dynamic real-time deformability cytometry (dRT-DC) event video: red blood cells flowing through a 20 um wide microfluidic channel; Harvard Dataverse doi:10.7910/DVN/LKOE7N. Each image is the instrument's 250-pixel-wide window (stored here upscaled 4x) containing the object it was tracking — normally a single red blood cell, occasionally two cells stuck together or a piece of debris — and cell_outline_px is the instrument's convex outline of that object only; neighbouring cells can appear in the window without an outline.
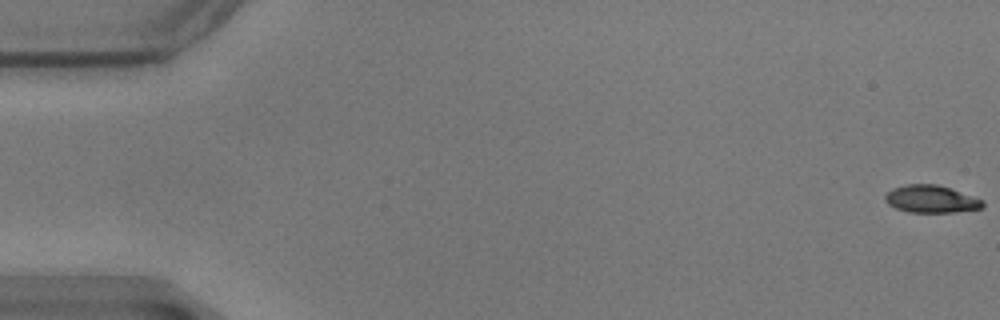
{"species": "common noctule bat (a hibernating species)", "species_latin": "Nyctalus noctula", "temperature_condition": "warm", "stored_images_in_passage": 59, "camera_frame_rate_fps": 3000, "um_per_image_px": 0.085, "animal": {"sex": "male", "body_mass_g": 17.9}, "frame": {"image": 1, "passage_image": 1, "time_ms": 0.0, "image_size_px": [1000, 320], "cell_outline_px": [[984, 208], [952, 212], [908, 212], [896, 208], [888, 204], [884, 200], [884, 196], [892, 188], [908, 184], [936, 184], [984, 200]], "centroid_in_image_um": [79.13, 16.92], "position_along_channel_um": 5.9, "area_um2": 15.49}}
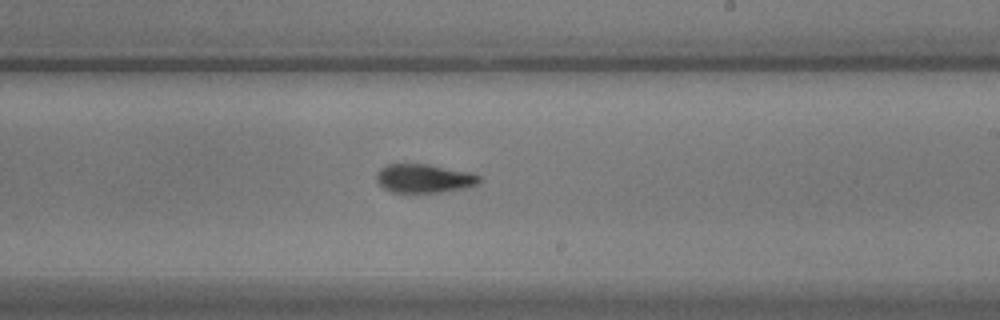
{"frame": {"image": 2, "passage_image": 35, "time_ms": 11.333, "image_size_px": [1000, 320], "cell_outline_px": [[480, 184], [464, 188], [440, 192], [392, 192], [384, 188], [376, 180], [376, 172], [380, 168], [388, 164], [428, 164], [472, 172], [480, 176]], "centroid_in_image_um": [36.06, 15.15], "position_along_channel_um": 252.9, "area_um2": 17.28}}
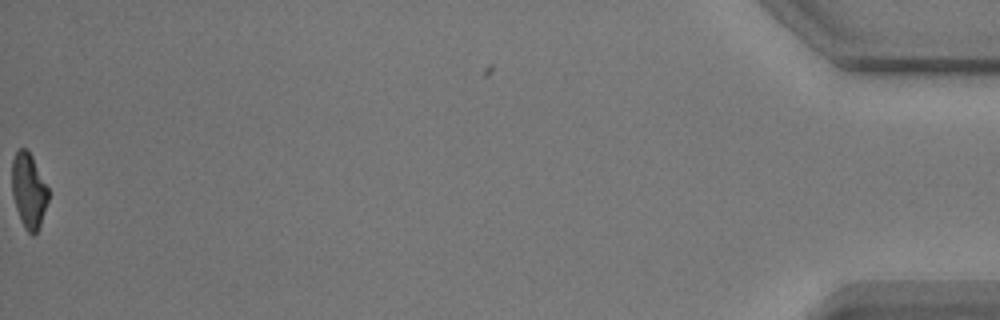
{"frame": {"image": 3, "passage_image": 59, "time_ms": 19.333, "image_size_px": [1000, 320], "cell_outline_px": [[48, 200], [40, 224], [36, 232], [32, 236], [24, 228], [20, 220], [12, 196], [12, 160], [16, 152], [20, 148], [28, 148], [48, 188]], "centroid_in_image_um": [2.42, 16.19], "position_along_channel_um": 432.8, "area_um2": 15.84}, "authors_computed_cell_mechanics": {"area_um2": 17.1088, "velocity_mm_per_s": 3.4974, "shape_relaxation_time_tau1_ms": 6.583, "shape_relaxation_time_tau2_ms": 4.5819, "deformation_change_tau1": 0.2036, "deformation_change_tau2": 0.1072}}